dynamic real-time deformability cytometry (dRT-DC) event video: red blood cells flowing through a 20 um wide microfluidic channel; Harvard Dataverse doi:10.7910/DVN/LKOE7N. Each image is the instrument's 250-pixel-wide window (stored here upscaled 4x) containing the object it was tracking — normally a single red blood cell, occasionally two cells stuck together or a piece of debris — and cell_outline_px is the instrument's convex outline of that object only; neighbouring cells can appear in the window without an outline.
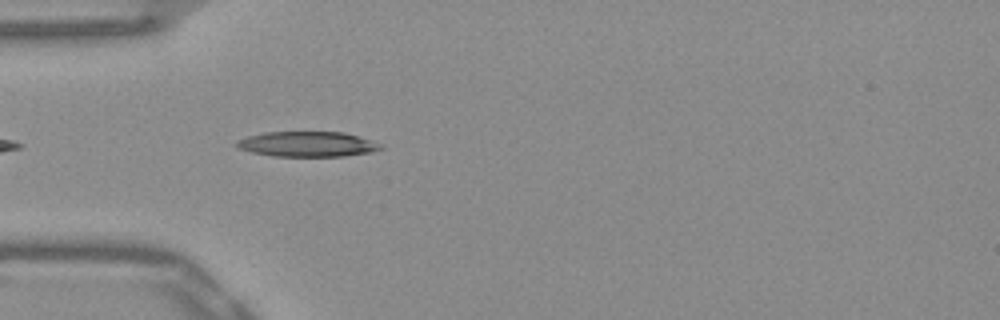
{"species": "Egyptian fruit bat (a non-hibernating species)", "species_latin": "Rousettus aegyptiacus", "temperature_condition": "warm", "stored_images_in_passage": 10, "camera_frame_rate_fps": 3000, "um_per_image_px": 0.085, "frame": {"image": 1, "passage_image": 1, "time_ms": 0.0, "image_size_px": [1000, 320], "cell_outline_px": [[384, 148], [368, 152], [344, 156], [272, 156], [252, 152], [240, 148], [236, 144], [236, 140], [248, 136], [264, 132], [344, 132], [380, 144]], "centroid_in_image_um": [26.08, 12.25], "position_along_channel_um": 58.9, "area_um2": 20.81}}
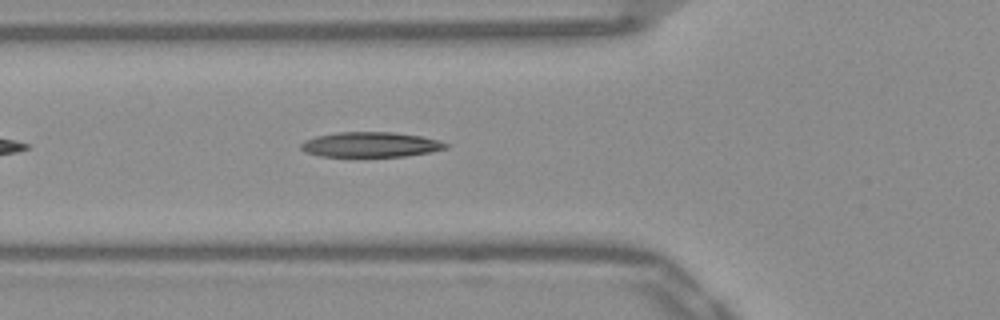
{"frame": {"image": 2, "passage_image": 4, "time_ms": 1.0, "image_size_px": [1000, 320], "cell_outline_px": [[448, 148], [428, 152], [404, 156], [320, 156], [304, 152], [300, 148], [300, 144], [304, 140], [316, 136], [340, 132], [392, 132], [420, 136], [440, 140], [448, 144]], "centroid_in_image_um": [31.47, 12.28], "position_along_channel_um": 94.3, "area_um2": 21.04}}